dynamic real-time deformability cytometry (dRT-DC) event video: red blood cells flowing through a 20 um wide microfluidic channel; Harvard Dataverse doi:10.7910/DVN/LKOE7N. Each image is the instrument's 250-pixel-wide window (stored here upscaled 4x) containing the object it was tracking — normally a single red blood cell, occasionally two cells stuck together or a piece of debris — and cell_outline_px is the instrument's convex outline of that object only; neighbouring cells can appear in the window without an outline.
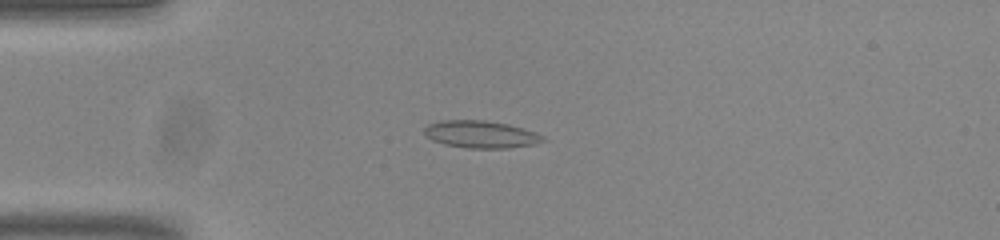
{"species": "common noctule bat (a hibernating species)", "species_latin": "Nyctalus noctula", "temperature_condition": "room temperature", "stored_images_in_passage": 40, "camera_frame_rate_fps": 3000, "um_per_image_px": 0.085, "animal": {"sex": "male", "body_mass_g": 20.0, "forearm_length_mm": 53.3}, "frame": {"image": 1, "passage_image": 1, "time_ms": 0.0, "image_size_px": [1000, 240], "cell_outline_px": [[548, 140], [536, 144], [508, 148], [468, 148], [444, 144], [432, 140], [424, 136], [424, 128], [428, 124], [444, 120], [484, 120], [508, 124], [536, 132], [544, 136]], "centroid_in_image_um": [40.89, 11.42], "position_along_channel_um": 44.1, "area_um2": 19.02}}
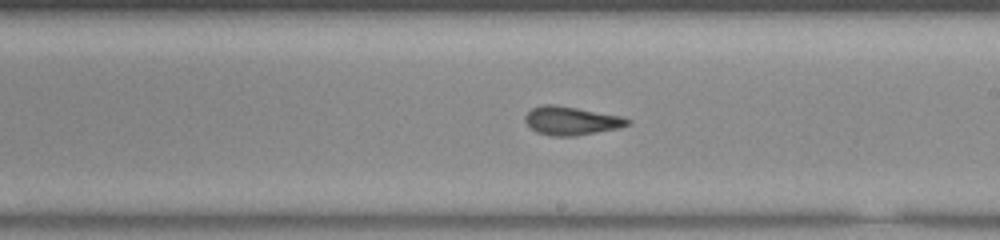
{"frame": {"image": 2, "passage_image": 18, "time_ms": 5.667, "image_size_px": [1000, 240], "cell_outline_px": [[632, 120], [628, 124], [620, 128], [572, 136], [552, 136], [536, 132], [524, 120], [524, 116], [532, 108], [544, 104], [552, 104], [576, 108], [620, 116]], "centroid_in_image_um": [48.53, 10.26], "position_along_channel_um": 240.5, "area_um2": 16.76}}
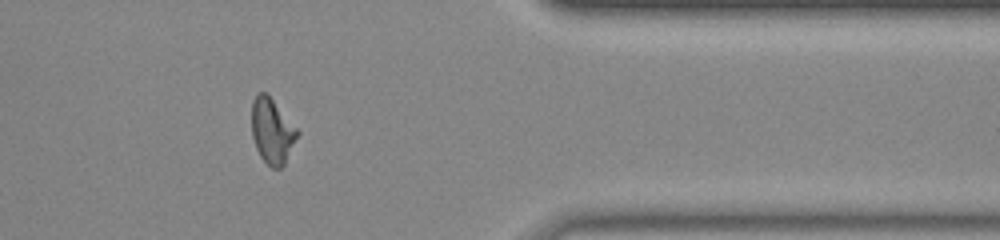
{"frame": {"image": 3, "passage_image": 31, "time_ms": 10.0, "image_size_px": [1000, 240], "cell_outline_px": [[300, 132], [284, 164], [280, 168], [272, 168], [260, 156], [256, 148], [252, 136], [252, 100], [256, 92], [268, 92]], "centroid_in_image_um": [23.12, 11.08], "position_along_channel_um": 388.3, "area_um2": 17.51}, "authors_computed_cell_mechanics": {"area_um2": 16.9932, "velocity_mm_per_s": 3.8412, "shape_relaxation_time_tau1_ms": null, "shape_relaxation_time_tau2_ms": 1.8602, "deformation_change_tau1": null, "deformation_change_tau2": 0.0866}}